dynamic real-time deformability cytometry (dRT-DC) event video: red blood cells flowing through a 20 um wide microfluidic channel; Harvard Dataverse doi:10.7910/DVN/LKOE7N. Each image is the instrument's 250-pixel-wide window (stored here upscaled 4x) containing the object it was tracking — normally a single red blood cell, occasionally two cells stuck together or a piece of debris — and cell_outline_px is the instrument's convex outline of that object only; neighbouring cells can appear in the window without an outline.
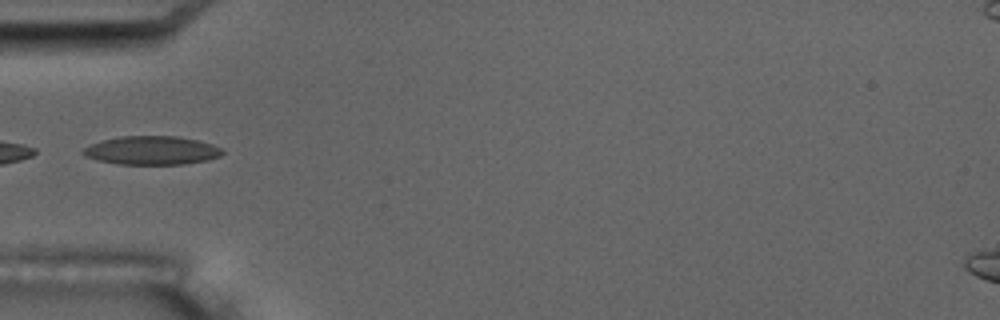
{"species": "common noctule bat (a hibernating species)", "species_latin": "Nyctalus noctula", "temperature_condition": "room temperature", "stored_images_in_passage": 8, "camera_frame_rate_fps": 3000, "um_per_image_px": 0.085, "animal": {"sex": "male", "body_mass_g": 17.5, "forearm_length_mm": 52.3}, "frame": {"image": 1, "passage_image": 6, "time_ms": 6.0, "image_size_px": [1000, 320], "cell_outline_px": [[224, 152], [220, 156], [208, 160], [184, 164], [116, 164], [84, 156], [80, 152], [84, 148], [100, 140], [120, 136], [176, 136], [196, 140], [212, 144], [220, 148]], "centroid_in_image_um": [12.88, 12.78], "position_along_channel_um": 72.1, "area_um2": 23.18}}